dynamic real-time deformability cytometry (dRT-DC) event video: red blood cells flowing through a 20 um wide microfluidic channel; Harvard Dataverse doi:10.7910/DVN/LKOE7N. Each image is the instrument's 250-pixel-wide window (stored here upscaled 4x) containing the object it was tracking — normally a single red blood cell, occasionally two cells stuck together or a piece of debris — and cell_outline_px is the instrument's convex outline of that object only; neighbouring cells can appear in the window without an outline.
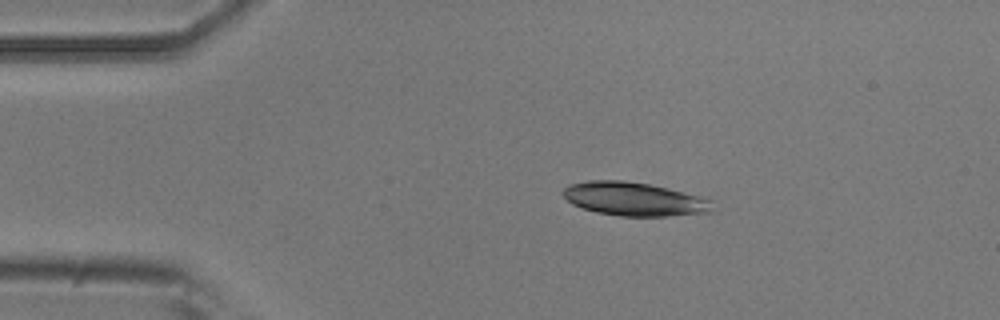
{"species": "common noctule bat (a hibernating species)", "species_latin": "Nyctalus noctula", "temperature_condition": "room temperature", "stored_images_in_passage": 35, "camera_frame_rate_fps": 3000, "um_per_image_px": 0.085, "animal": {"sex": "male", "body_mass_g": 20.5, "forearm_length_mm": 52.5}, "frame": {"image": 1, "passage_image": 1, "time_ms": 0.0, "image_size_px": [1000, 320], "cell_outline_px": [[716, 212], [668, 216], [620, 216], [596, 212], [572, 204], [564, 196], [564, 188], [568, 184], [588, 180], [624, 180], [648, 184], [668, 188], [700, 196], [712, 200]], "centroid_in_image_um": [53.96, 16.92], "position_along_channel_um": 31.0, "area_um2": 29.42}}
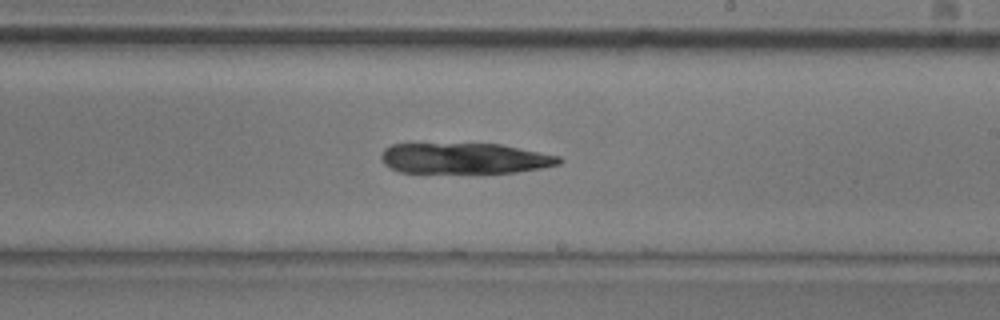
{"frame": {"image": 2, "passage_image": 21, "time_ms": 6.667, "image_size_px": [1000, 320], "cell_outline_px": [[564, 160], [560, 164], [544, 168], [516, 172], [400, 172], [384, 164], [380, 160], [380, 156], [384, 148], [392, 144], [500, 144], [560, 156]], "centroid_in_image_um": [39.52, 13.46], "position_along_channel_um": 249.5, "area_um2": 31.73}}
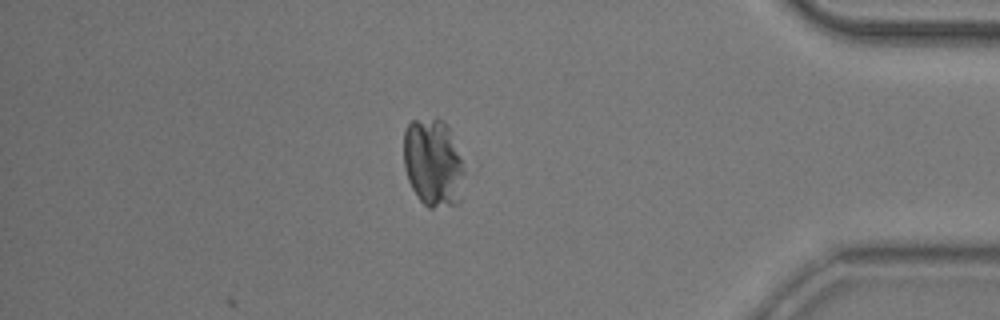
{"frame": {"image": 3, "passage_image": 35, "time_ms": 11.333, "image_size_px": [1000, 320], "cell_outline_px": [[464, 172], [460, 200], [456, 204], [432, 208], [428, 208], [420, 200], [412, 188], [408, 180], [404, 168], [404, 132], [408, 124], [412, 120], [444, 120], [448, 128], [464, 168]], "centroid_in_image_um": [36.79, 13.87], "position_along_channel_um": 398.4, "area_um2": 30.63}}